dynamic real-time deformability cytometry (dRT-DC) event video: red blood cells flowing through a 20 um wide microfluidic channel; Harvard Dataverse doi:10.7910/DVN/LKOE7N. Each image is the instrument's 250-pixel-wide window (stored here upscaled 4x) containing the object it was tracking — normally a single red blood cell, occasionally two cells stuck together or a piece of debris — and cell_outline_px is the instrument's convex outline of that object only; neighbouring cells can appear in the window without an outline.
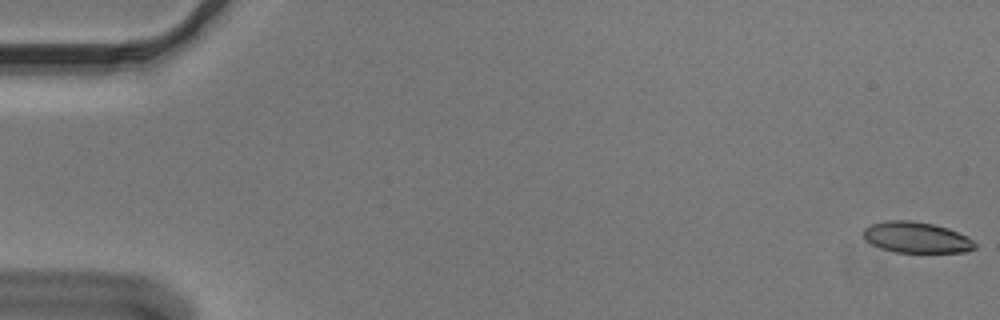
{"species": "Egyptian fruit bat (a non-hibernating species)", "species_latin": "Rousettus aegyptiacus", "temperature_condition": "cold", "stored_images_in_passage": 55, "camera_frame_rate_fps": 3000, "um_per_image_px": 0.085, "animal": {"sex": "male"}, "frame": {"image": 1, "passage_image": 1, "time_ms": 0.0, "image_size_px": [1000, 320], "cell_outline_px": [[976, 248], [968, 252], [896, 252], [880, 248], [872, 244], [864, 236], [864, 228], [872, 224], [888, 220], [912, 220], [932, 224], [948, 228], [968, 236], [976, 244]], "centroid_in_image_um": [77.93, 20.18], "position_along_channel_um": 7.1, "area_um2": 20.06}}
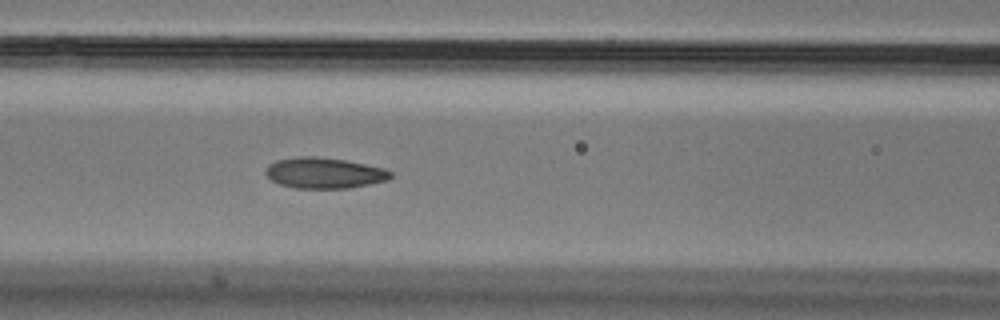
{"frame": {"image": 2, "passage_image": 24, "time_ms": 7.667, "image_size_px": [1000, 320], "cell_outline_px": [[392, 176], [388, 180], [348, 188], [296, 188], [280, 184], [272, 180], [264, 172], [268, 164], [276, 160], [300, 156], [316, 156], [344, 160], [384, 168], [392, 172]], "centroid_in_image_um": [27.55, 14.7], "position_along_channel_um": 139.1, "area_um2": 22.31}}
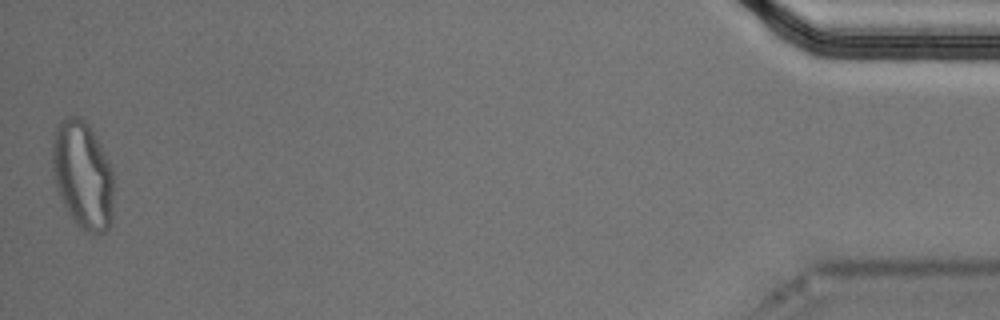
{"frame": {"image": 3, "passage_image": 55, "time_ms": 18.0, "image_size_px": [1000, 320], "cell_outline_px": [[112, 220], [108, 228], [104, 232], [84, 232], [72, 220], [56, 188], [52, 172], [52, 140], [56, 128], [60, 120], [68, 116], [80, 116], [88, 124], [100, 144], [112, 168]], "centroid_in_image_um": [7.01, 14.86], "position_along_channel_um": 428.2, "area_um2": 38.61}, "authors_computed_cell_mechanics": {"area_um2": 22.1952, "velocity_mm_per_s": 3.6465, "shape_relaxation_time_tau1_ms": 8.579, "shape_relaxation_time_tau2_ms": 1.7896, "deformation_change_tau1": 0.2308, "deformation_change_tau2": 0.0717}}